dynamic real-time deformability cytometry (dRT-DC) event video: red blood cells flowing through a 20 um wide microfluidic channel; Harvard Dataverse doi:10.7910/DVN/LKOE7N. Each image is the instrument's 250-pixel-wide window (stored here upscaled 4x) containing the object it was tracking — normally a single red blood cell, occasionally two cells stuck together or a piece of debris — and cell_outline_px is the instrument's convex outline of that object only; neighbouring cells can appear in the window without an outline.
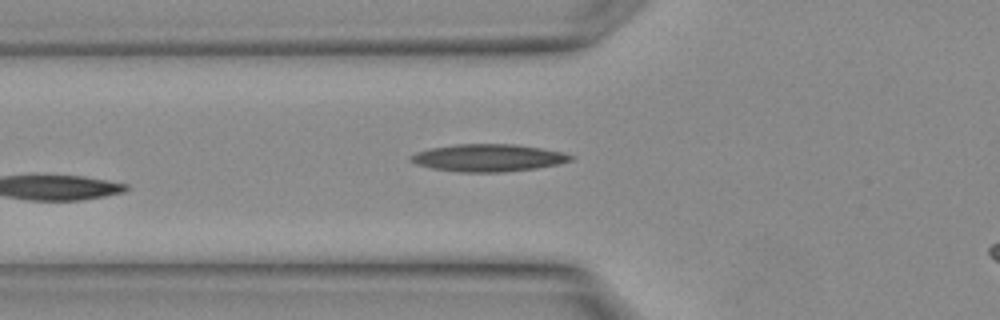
{"species": "Egyptian fruit bat (a non-hibernating species)", "species_latin": "Rousettus aegyptiacus", "temperature_condition": "warm", "stored_images_in_passage": 6, "camera_frame_rate_fps": 3000, "um_per_image_px": 0.085, "animal": {"sex": "female"}, "frame": {"image": 1, "passage_image": 6, "time_ms": 1.667, "image_size_px": [1000, 320], "cell_outline_px": [[576, 156], [572, 160], [560, 164], [536, 168], [500, 172], [456, 172], [432, 168], [416, 164], [408, 156], [416, 152], [432, 148], [456, 144], [512, 144], [540, 148], [564, 152]], "centroid_in_image_um": [41.53, 13.41], "position_along_channel_um": 84.3, "area_um2": 25.49}}